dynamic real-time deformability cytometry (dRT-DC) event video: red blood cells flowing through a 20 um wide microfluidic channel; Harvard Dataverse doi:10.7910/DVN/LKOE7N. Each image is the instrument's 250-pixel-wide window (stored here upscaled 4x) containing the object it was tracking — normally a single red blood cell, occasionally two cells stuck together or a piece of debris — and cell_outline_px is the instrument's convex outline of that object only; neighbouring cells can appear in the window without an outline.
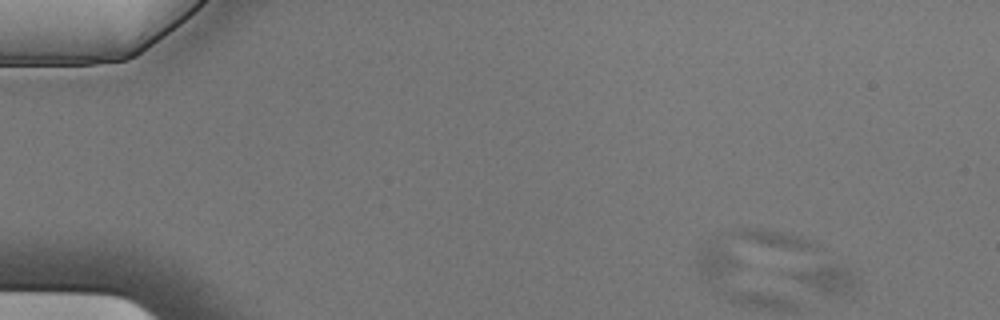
{"species": "Egyptian fruit bat (a non-hibernating species)", "species_latin": "Rousettus aegyptiacus", "temperature_condition": "cold", "stored_images_in_passage": 4, "camera_frame_rate_fps": 3000, "um_per_image_px": 0.085, "animal": {"sex": "male"}, "frame": {"image": 1, "passage_image": 1, "time_ms": 0.0, "image_size_px": [1000, 320], "cell_outline_px": [[860, 284], [856, 288], [840, 296], [832, 296], [820, 292], [780, 272], [828, 264], [840, 264], [848, 268], [860, 276]], "centroid_in_image_um": [70.3, 23.69], "position_along_channel_um": 14.7, "area_um2": 11.33}}